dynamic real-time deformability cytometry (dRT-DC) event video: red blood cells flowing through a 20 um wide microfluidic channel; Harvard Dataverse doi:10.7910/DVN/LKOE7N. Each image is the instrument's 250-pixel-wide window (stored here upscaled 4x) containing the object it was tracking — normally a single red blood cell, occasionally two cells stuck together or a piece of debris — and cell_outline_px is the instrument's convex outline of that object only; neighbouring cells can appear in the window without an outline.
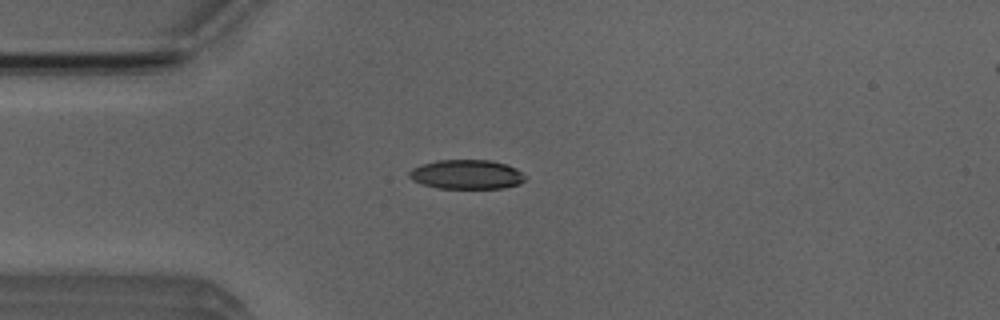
{"species": "Egyptian fruit bat (a non-hibernating species)", "species_latin": "Rousettus aegyptiacus", "temperature_condition": "room temperature", "stored_images_in_passage": 6, "camera_frame_rate_fps": 3000, "um_per_image_px": 0.085, "animal": {"sex": "male"}, "frame": {"image": 1, "passage_image": 4, "time_ms": 3.667, "image_size_px": [1000, 320], "cell_outline_px": [[528, 176], [520, 184], [504, 188], [436, 188], [412, 180], [408, 176], [408, 172], [412, 168], [436, 160], [492, 160], [516, 168]], "centroid_in_image_um": [39.69, 14.83], "position_along_channel_um": 45.3, "area_um2": 19.88}}